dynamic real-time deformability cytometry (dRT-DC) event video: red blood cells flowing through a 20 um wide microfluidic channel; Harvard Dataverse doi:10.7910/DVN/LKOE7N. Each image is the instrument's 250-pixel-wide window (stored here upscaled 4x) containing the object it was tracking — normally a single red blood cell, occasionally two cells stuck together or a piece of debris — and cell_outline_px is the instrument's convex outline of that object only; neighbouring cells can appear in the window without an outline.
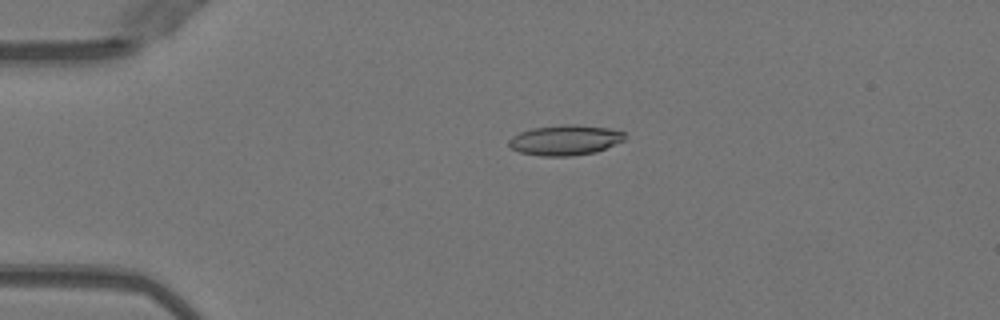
{"species": "Egyptian fruit bat (a non-hibernating species)", "species_latin": "Rousettus aegyptiacus", "temperature_condition": "warm", "stored_images_in_passage": 51, "camera_frame_rate_fps": 3000, "um_per_image_px": 0.085, "animal": {"sex": "female"}, "frame": {"image": 1, "passage_image": 12, "time_ms": 3.667, "image_size_px": [1000, 320], "cell_outline_px": [[624, 140], [596, 152], [572, 156], [540, 156], [520, 152], [512, 148], [508, 144], [508, 140], [512, 136], [520, 132], [532, 128], [564, 124], [576, 124], [608, 128], [624, 132]], "centroid_in_image_um": [48.01, 11.9], "position_along_channel_um": 37.0, "area_um2": 20.4}}
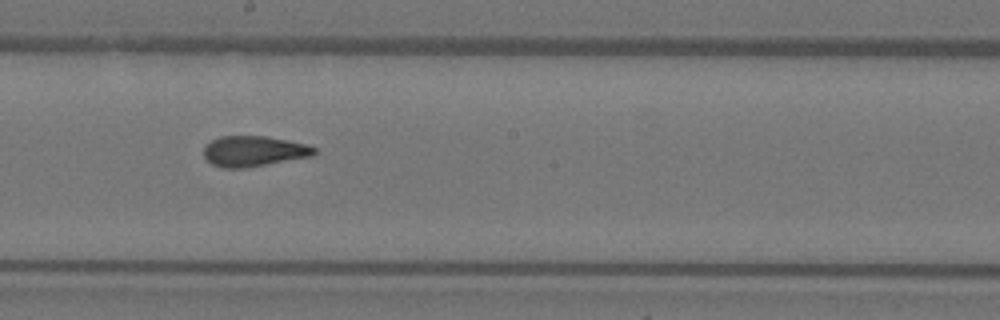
{"frame": {"image": 2, "passage_image": 29, "time_ms": 9.333, "image_size_px": [1000, 320], "cell_outline_px": [[316, 152], [312, 156], [244, 168], [220, 168], [212, 164], [204, 156], [204, 144], [220, 136], [268, 136], [308, 144], [316, 148]], "centroid_in_image_um": [21.56, 12.84], "position_along_channel_um": 226.6, "area_um2": 19.77}}
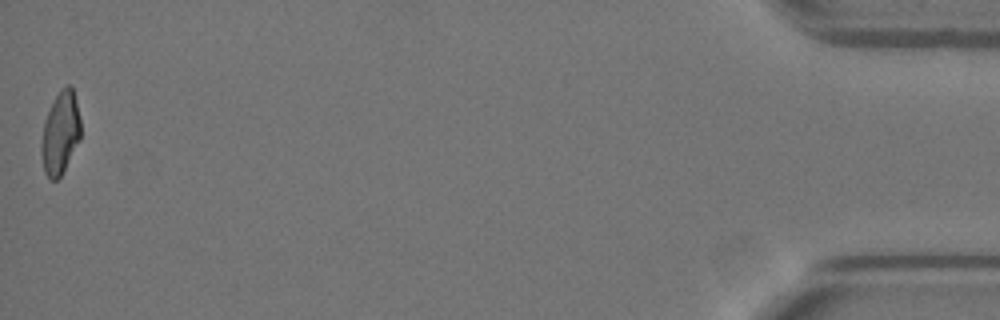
{"frame": {"image": 3, "passage_image": 51, "time_ms": 16.667, "image_size_px": [1000, 320], "cell_outline_px": [[80, 140], [60, 176], [56, 180], [52, 180], [44, 172], [40, 152], [40, 144], [44, 120], [60, 88], [68, 84], [72, 84], [80, 120]], "centroid_in_image_um": [5.11, 11.29], "position_along_channel_um": 430.1, "area_um2": 18.9}, "authors_computed_cell_mechanics": {"area_um2": 19.8254, "velocity_mm_per_s": 4.0476, "shape_relaxation_time_tau1_ms": null, "shape_relaxation_time_tau2_ms": 1.5648, "deformation_change_tau1": null, "deformation_change_tau2": 0.098}}